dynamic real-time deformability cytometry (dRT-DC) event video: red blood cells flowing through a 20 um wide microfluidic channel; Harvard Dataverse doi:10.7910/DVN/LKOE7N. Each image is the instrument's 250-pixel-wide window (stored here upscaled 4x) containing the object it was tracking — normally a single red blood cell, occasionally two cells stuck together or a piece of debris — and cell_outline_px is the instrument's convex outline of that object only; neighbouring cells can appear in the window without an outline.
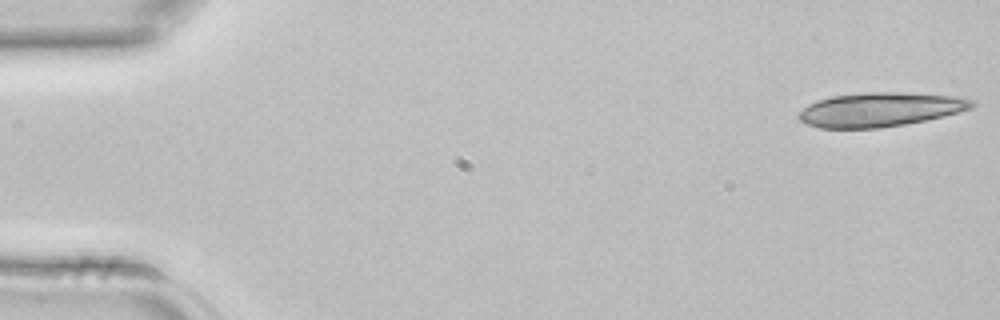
{"species": "common noctule bat (a hibernating species)", "species_latin": "Nyctalus noctula", "temperature_condition": "room temperature", "stored_images_in_passage": 9, "camera_frame_rate_fps": 3000, "um_per_image_px": 0.085, "animal": {"sex": "female", "body_mass_g": 22.7, "forearm_length_mm": 54.2}, "frame": {"image": 1, "passage_image": 1, "time_ms": 0.0, "image_size_px": [1000, 320], "cell_outline_px": [[976, 104], [972, 108], [960, 112], [924, 120], [904, 124], [880, 128], [820, 128], [808, 124], [800, 120], [796, 116], [808, 104], [816, 100], [832, 96], [868, 92], [900, 92], [956, 96], [976, 100]], "centroid_in_image_um": [74.83, 9.3], "position_along_channel_um": 10.2, "area_um2": 34.45}}